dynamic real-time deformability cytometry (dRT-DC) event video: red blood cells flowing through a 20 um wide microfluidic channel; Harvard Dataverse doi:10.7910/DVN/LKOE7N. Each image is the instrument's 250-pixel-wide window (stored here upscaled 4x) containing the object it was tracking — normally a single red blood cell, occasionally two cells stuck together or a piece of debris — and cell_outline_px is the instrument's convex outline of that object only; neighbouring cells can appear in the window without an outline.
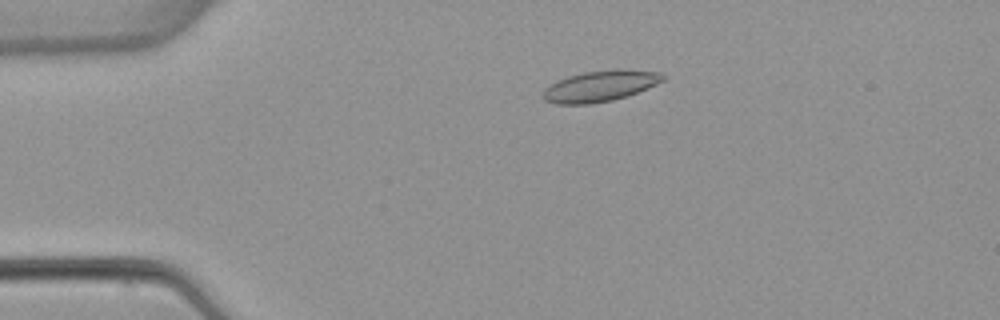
{"species": "common noctule bat (a hibernating species)", "species_latin": "Nyctalus noctula", "temperature_condition": "warm", "stored_images_in_passage": 4, "camera_frame_rate_fps": 3000, "um_per_image_px": 0.085, "animal": {"sex": "female", "body_mass_g": 22.7, "forearm_length_mm": 54.2}, "frame": {"image": 1, "passage_image": 3, "time_ms": 2.667, "image_size_px": [1000, 320], "cell_outline_px": [[664, 80], [656, 84], [628, 96], [612, 100], [592, 104], [556, 104], [544, 100], [540, 96], [544, 88], [568, 76], [584, 72], [616, 68], [660, 72], [664, 76]], "centroid_in_image_um": [50.99, 7.32], "position_along_channel_um": 34.0, "area_um2": 21.73}}